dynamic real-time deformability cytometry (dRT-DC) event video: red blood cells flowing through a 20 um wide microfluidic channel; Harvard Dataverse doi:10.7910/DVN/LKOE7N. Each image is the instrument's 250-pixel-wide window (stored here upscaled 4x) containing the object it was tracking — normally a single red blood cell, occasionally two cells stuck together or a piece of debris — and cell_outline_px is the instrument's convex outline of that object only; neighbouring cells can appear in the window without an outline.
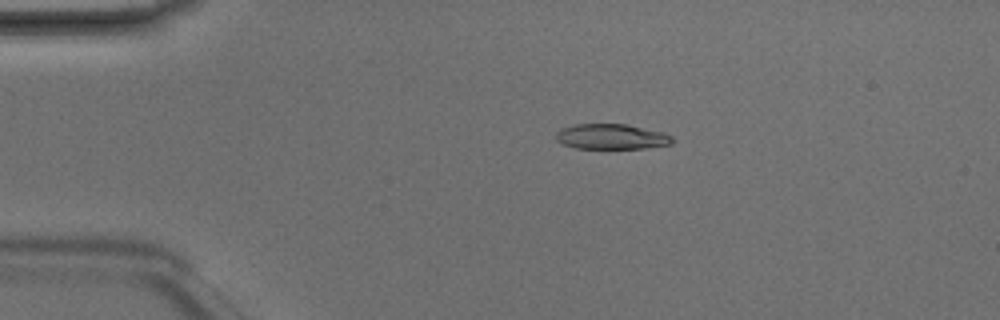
{"species": "Egyptian fruit bat (a non-hibernating species)", "species_latin": "Rousettus aegyptiacus", "temperature_condition": "room temperature", "stored_images_in_passage": 3, "camera_frame_rate_fps": 3000, "um_per_image_px": 0.085, "animal": {"sex": "male"}, "frame": {"image": 1, "passage_image": 2, "time_ms": 0.333, "image_size_px": [1000, 320], "cell_outline_px": [[672, 144], [644, 148], [576, 148], [564, 144], [556, 140], [556, 132], [560, 128], [572, 124], [628, 124], [664, 132], [672, 136]], "centroid_in_image_um": [51.97, 11.6], "position_along_channel_um": 33.0, "area_um2": 17.22}}